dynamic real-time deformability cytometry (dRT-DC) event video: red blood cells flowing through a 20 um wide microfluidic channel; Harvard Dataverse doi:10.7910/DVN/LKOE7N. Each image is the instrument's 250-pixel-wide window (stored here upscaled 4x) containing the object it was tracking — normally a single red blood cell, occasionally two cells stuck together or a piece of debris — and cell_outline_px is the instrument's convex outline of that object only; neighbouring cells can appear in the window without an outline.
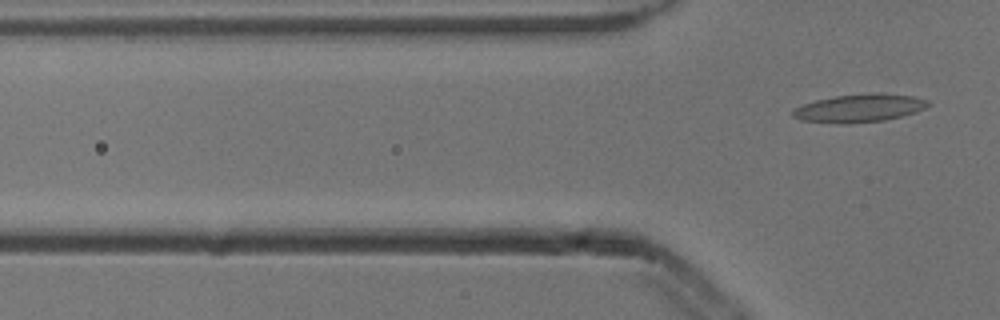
{"species": "common noctule bat (a hibernating species)", "species_latin": "Nyctalus noctula", "temperature_condition": "cold", "stored_images_in_passage": 7, "segment_of_instrument_passage": [2, 2], "camera_frame_rate_fps": 3000, "um_per_image_px": 0.085, "animal": {"sex": "male", "body_mass_g": 13.3}, "frame": {"image": 1, "passage_image": 7, "time_ms": 2.0, "image_size_px": [1000, 320], "cell_outline_px": [[932, 104], [916, 112], [884, 120], [848, 124], [844, 124], [800, 120], [792, 116], [792, 108], [816, 100], [832, 96], [876, 92], [880, 92], [912, 96], [928, 100]], "centroid_in_image_um": [73.03, 9.18], "position_along_channel_um": 52.8, "area_um2": 22.31}}